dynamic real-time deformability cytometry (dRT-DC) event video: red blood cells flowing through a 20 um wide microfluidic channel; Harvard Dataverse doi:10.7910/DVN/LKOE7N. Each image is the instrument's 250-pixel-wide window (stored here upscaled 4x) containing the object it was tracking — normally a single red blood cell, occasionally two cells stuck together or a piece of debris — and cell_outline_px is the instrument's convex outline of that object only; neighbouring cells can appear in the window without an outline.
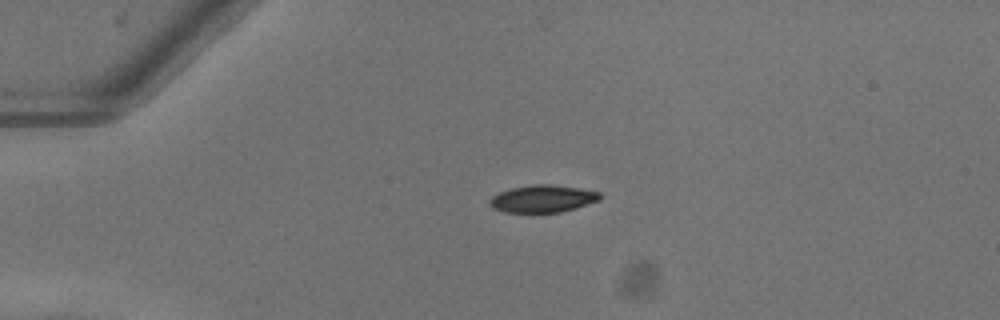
{"species": "common noctule bat (a hibernating species)", "species_latin": "Nyctalus noctula", "temperature_condition": "warm", "stored_images_in_passage": 4, "camera_frame_rate_fps": 3000, "um_per_image_px": 0.085, "animal": {"sex": "female"}, "frame": {"image": 1, "passage_image": 1, "time_ms": 0.0, "image_size_px": [1000, 320], "cell_outline_px": [[600, 200], [560, 212], [504, 212], [492, 208], [488, 204], [488, 200], [492, 196], [500, 192], [512, 188], [532, 184], [548, 184], [576, 188], [600, 192]], "centroid_in_image_um": [46.07, 16.89], "position_along_channel_um": 38.9, "area_um2": 17.34}}